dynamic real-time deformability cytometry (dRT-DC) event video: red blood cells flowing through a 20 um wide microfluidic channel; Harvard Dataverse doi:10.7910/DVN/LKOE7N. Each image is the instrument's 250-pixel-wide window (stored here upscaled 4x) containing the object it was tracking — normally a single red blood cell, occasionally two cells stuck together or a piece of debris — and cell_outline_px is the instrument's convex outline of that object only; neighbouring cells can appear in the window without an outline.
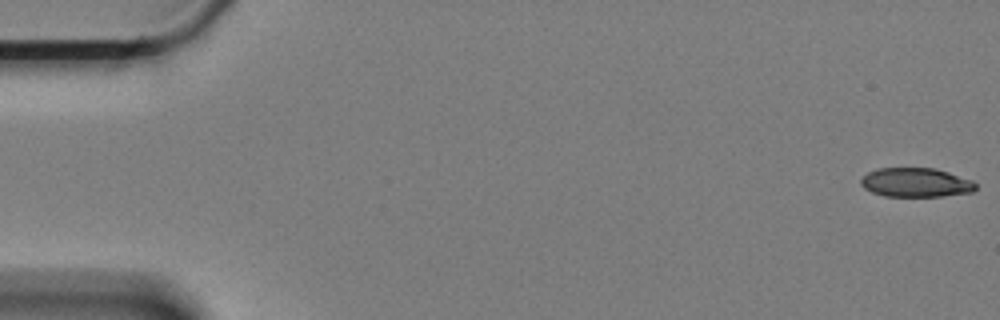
{"species": "Egyptian fruit bat (a non-hibernating species)", "species_latin": "Rousettus aegyptiacus", "temperature_condition": "cold", "stored_images_in_passage": 60, "camera_frame_rate_fps": 3000, "um_per_image_px": 0.085, "animal": {"sex": "female"}, "frame": {"image": 1, "passage_image": 1, "time_ms": 0.0, "image_size_px": [1000, 320], "cell_outline_px": [[976, 188], [972, 192], [940, 196], [884, 196], [872, 192], [864, 188], [860, 184], [860, 180], [868, 172], [876, 168], [936, 168], [972, 180], [976, 184]], "centroid_in_image_um": [77.83, 15.51], "position_along_channel_um": 7.2, "area_um2": 19.48}}
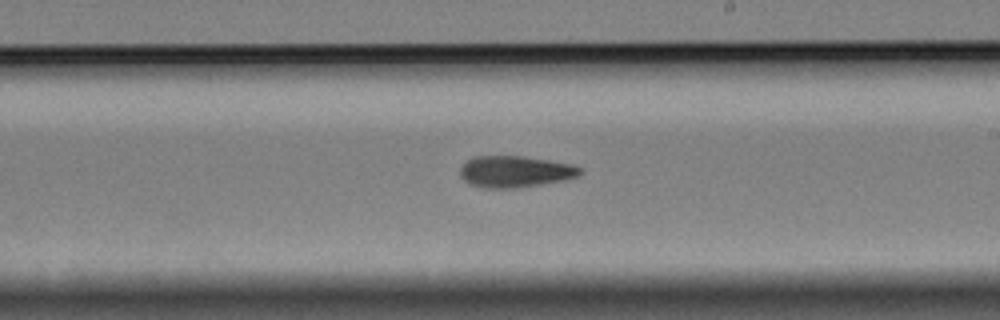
{"frame": {"image": 2, "passage_image": 35, "time_ms": 11.333, "image_size_px": [1000, 320], "cell_outline_px": [[584, 172], [580, 176], [564, 180], [516, 188], [484, 188], [468, 184], [460, 176], [460, 168], [468, 160], [476, 156], [520, 156], [548, 160], [572, 164], [580, 168]], "centroid_in_image_um": [43.79, 14.59], "position_along_channel_um": 245.2, "area_um2": 22.02}}
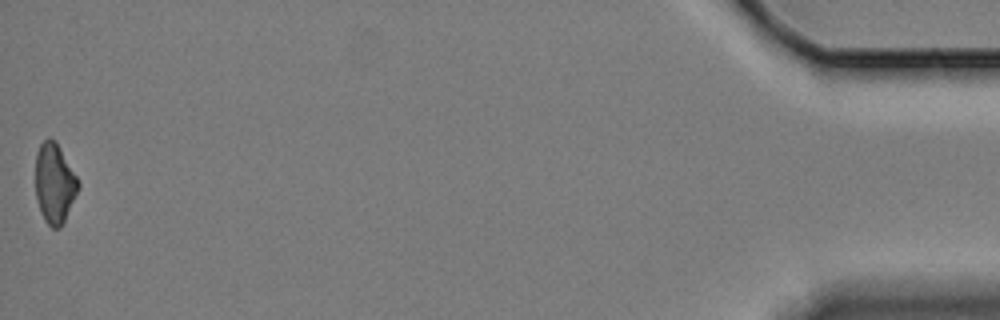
{"frame": {"image": 3, "passage_image": 60, "time_ms": 19.667, "image_size_px": [1000, 320], "cell_outline_px": [[80, 184], [64, 220], [60, 228], [52, 228], [44, 220], [40, 212], [36, 196], [36, 152], [40, 144], [48, 136], [56, 140], [76, 176]], "centroid_in_image_um": [4.61, 15.55], "position_along_channel_um": 430.6, "area_um2": 19.71}, "authors_computed_cell_mechanics": {"area_um2": 21.5594, "velocity_mm_per_s": 3.3368, "shape_relaxation_time_tau1_ms": 7.8037, "shape_relaxation_time_tau2_ms": null, "deformation_change_tau1": 0.161, "deformation_change_tau2": null}}